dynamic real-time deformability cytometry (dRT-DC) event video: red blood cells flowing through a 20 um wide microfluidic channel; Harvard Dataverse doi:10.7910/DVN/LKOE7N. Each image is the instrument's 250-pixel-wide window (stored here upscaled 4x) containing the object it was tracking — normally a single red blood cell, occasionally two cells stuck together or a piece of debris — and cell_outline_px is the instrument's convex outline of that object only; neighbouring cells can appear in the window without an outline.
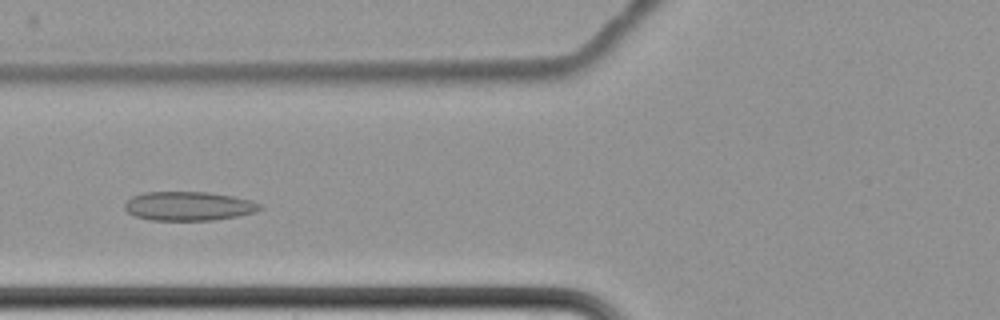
{"species": "common noctule bat (a hibernating species)", "species_latin": "Nyctalus noctula", "temperature_condition": "cold", "stored_images_in_passage": 8, "camera_frame_rate_fps": 3000, "um_per_image_px": 0.085, "animal": {"sex": "female", "body_mass_g": 22.7, "forearm_length_mm": 54.2}, "frame": {"image": 1, "passage_image": 6, "time_ms": 6.0, "image_size_px": [1000, 320], "cell_outline_px": [[264, 208], [256, 212], [236, 216], [212, 220], [152, 220], [136, 216], [128, 212], [124, 208], [124, 204], [132, 196], [144, 192], [208, 192], [232, 196], [252, 200], [264, 204]], "centroid_in_image_um": [16.08, 17.51], "position_along_channel_um": 109.7, "area_um2": 22.95}}
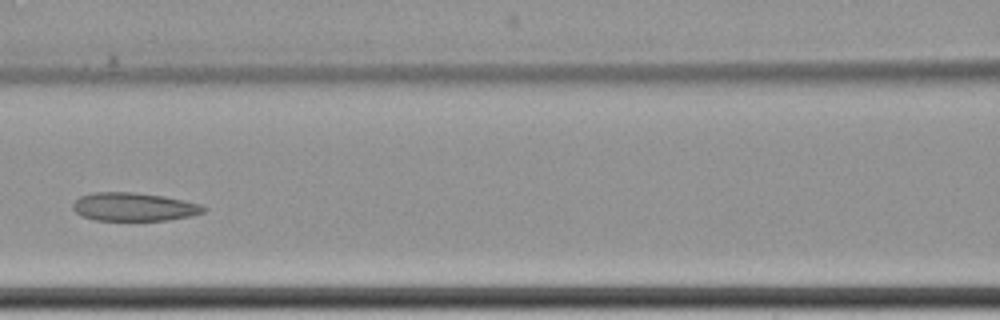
{"frame": {"image": 2, "passage_image": 7, "time_ms": 7.333, "image_size_px": [1000, 320], "cell_outline_px": [[208, 208], [204, 212], [192, 216], [168, 220], [96, 220], [84, 216], [76, 212], [72, 208], [72, 204], [80, 196], [96, 192], [132, 192], [164, 196], [184, 200], [200, 204]], "centroid_in_image_um": [11.42, 17.58], "position_along_channel_um": 155.2, "area_um2": 21.56}}
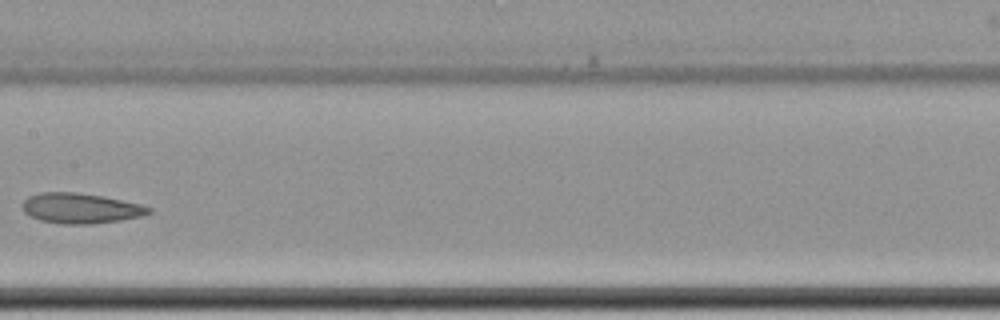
{"frame": {"image": 3, "passage_image": 8, "time_ms": 8.667, "image_size_px": [1000, 320], "cell_outline_px": [[152, 212], [140, 216], [120, 220], [92, 224], [64, 224], [40, 220], [24, 212], [24, 200], [28, 196], [40, 192], [76, 192], [100, 196], [140, 204], [152, 208]], "centroid_in_image_um": [6.85, 17.7], "position_along_channel_um": 200.6, "area_um2": 21.96}}